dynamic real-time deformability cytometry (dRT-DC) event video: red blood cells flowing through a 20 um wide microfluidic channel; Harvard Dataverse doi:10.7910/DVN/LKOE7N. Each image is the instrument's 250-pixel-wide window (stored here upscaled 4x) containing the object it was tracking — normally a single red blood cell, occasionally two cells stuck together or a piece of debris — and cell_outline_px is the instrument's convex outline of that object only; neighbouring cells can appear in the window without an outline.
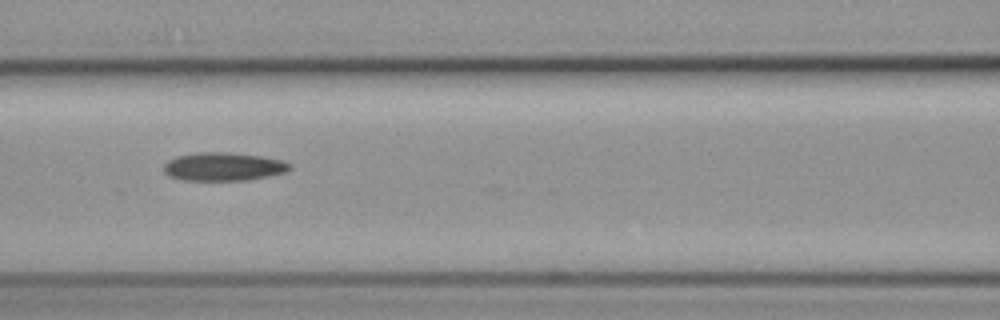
{"species": "common noctule bat (a hibernating species)", "species_latin": "Nyctalus noctula", "temperature_condition": "cold", "stored_images_in_passage": 15, "camera_frame_rate_fps": 3000, "um_per_image_px": 0.085, "animal": {"sex": "female", "body_mass_g": 19.3, "forearm_length_mm": 54.1}, "frame": {"image": 1, "passage_image": 7, "time_ms": 8.667, "image_size_px": [1000, 320], "cell_outline_px": [[292, 168], [288, 172], [268, 176], [244, 180], [184, 180], [168, 176], [164, 172], [164, 164], [168, 160], [176, 156], [200, 152], [228, 152], [260, 156], [284, 160], [292, 164]], "centroid_in_image_um": [19.02, 14.16], "position_along_channel_um": 147.6, "area_um2": 20.92}}